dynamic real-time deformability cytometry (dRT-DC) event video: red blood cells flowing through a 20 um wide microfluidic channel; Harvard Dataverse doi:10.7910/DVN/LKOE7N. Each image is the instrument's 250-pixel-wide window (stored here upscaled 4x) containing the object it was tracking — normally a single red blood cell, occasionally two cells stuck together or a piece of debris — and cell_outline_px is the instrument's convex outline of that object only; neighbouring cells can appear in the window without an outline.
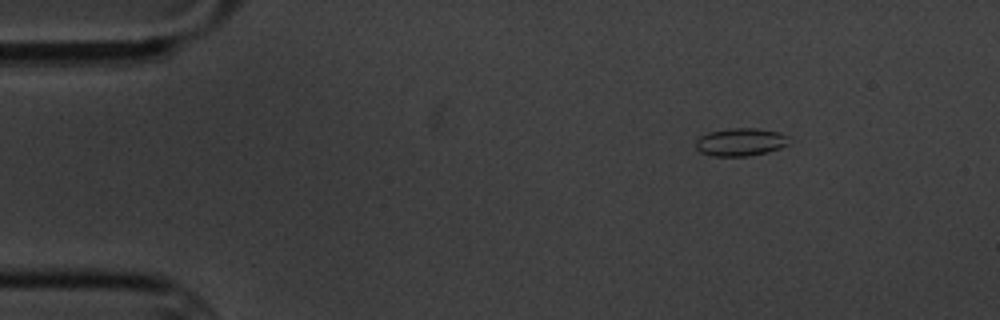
{"species": "common noctule bat (a hibernating species)", "species_latin": "Nyctalus noctula", "temperature_condition": "cold", "stored_images_in_passage": 4, "camera_frame_rate_fps": 3000, "um_per_image_px": 0.085, "animal": {"sex": "male", "body_mass_g": 20.1, "forearm_length_mm": 53.5}, "frame": {"image": 1, "passage_image": 2, "time_ms": 1.333, "image_size_px": [1000, 320], "cell_outline_px": [[788, 144], [780, 148], [768, 152], [748, 156], [712, 156], [700, 152], [696, 148], [696, 140], [700, 136], [708, 132], [732, 128], [756, 128], [780, 132], [788, 136]], "centroid_in_image_um": [62.94, 12.07], "position_along_channel_um": 22.1, "area_um2": 15.2}}